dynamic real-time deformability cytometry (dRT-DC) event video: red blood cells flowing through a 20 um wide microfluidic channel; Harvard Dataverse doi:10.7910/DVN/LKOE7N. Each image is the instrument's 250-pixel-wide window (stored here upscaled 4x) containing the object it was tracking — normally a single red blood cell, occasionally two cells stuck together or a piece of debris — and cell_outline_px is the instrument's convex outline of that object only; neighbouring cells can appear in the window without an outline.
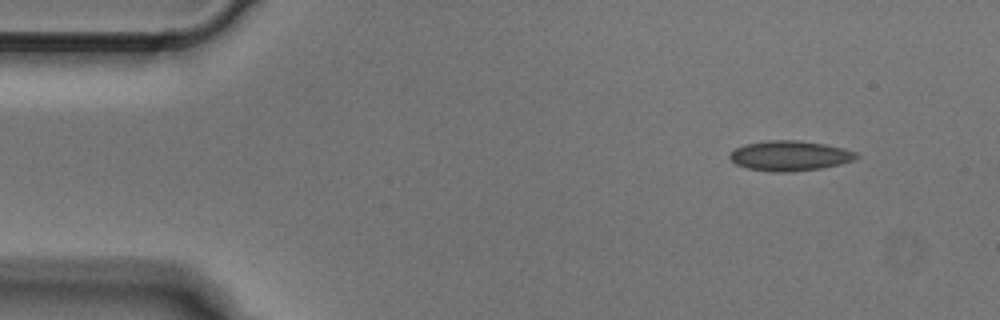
{"species": "Egyptian fruit bat (a non-hibernating species)", "species_latin": "Rousettus aegyptiacus", "temperature_condition": "cold", "stored_images_in_passage": 4, "camera_frame_rate_fps": 3000, "um_per_image_px": 0.085, "animal": {"sex": "male"}, "frame": {"image": 1, "passage_image": 1, "time_ms": 0.0, "image_size_px": [1000, 320], "cell_outline_px": [[860, 156], [852, 160], [840, 164], [820, 168], [792, 172], [772, 172], [748, 168], [736, 164], [728, 156], [736, 148], [744, 144], [768, 140], [800, 140], [824, 144], [844, 148], [856, 152]], "centroid_in_image_um": [67.14, 13.23], "position_along_channel_um": 17.9, "area_um2": 22.14}}
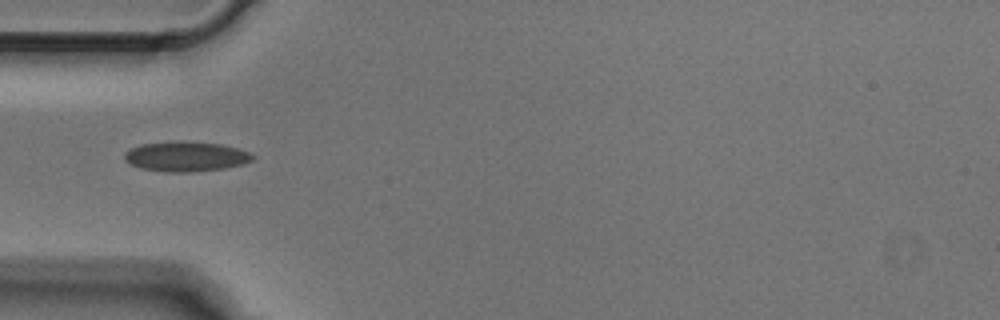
{"frame": {"image": 2, "passage_image": 4, "time_ms": 1.0, "image_size_px": [1000, 320], "cell_outline_px": [[256, 156], [252, 160], [244, 164], [224, 168], [192, 172], [164, 172], [140, 168], [124, 160], [124, 152], [140, 144], [172, 140], [176, 140], [220, 144], [236, 148], [248, 152]], "centroid_in_image_um": [15.77, 13.29], "position_along_channel_um": 69.2, "area_um2": 22.54}}